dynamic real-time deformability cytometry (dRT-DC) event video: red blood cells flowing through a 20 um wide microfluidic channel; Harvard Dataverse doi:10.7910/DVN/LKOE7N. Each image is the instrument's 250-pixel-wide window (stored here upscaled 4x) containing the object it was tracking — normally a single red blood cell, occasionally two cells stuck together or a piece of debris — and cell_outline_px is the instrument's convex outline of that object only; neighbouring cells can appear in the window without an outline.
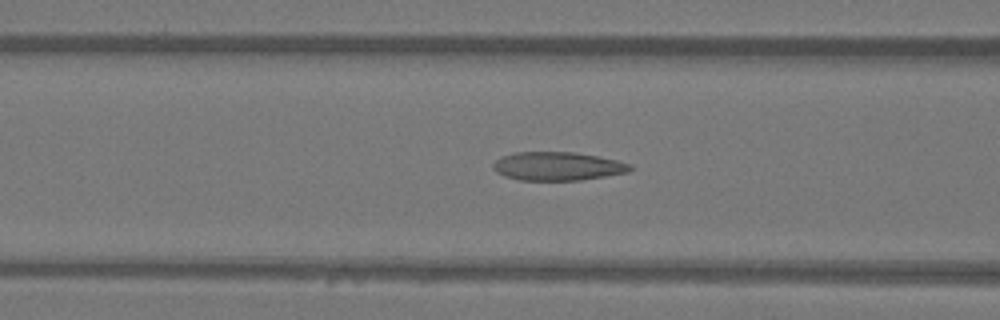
{"species": "Egyptian fruit bat (a non-hibernating species)", "species_latin": "Rousettus aegyptiacus", "temperature_condition": "warm", "stored_images_in_passage": 14, "camera_frame_rate_fps": 3000, "um_per_image_px": 0.085, "animal": {"sex": "female"}, "frame": {"image": 1, "passage_image": 12, "time_ms": 3.667, "image_size_px": [1000, 320], "cell_outline_px": [[632, 168], [628, 172], [580, 180], [520, 180], [504, 176], [496, 172], [492, 168], [492, 164], [500, 156], [512, 152], [572, 152], [600, 156], [632, 164]], "centroid_in_image_um": [47.36, 14.12], "position_along_channel_um": 119.2, "area_um2": 22.89}}